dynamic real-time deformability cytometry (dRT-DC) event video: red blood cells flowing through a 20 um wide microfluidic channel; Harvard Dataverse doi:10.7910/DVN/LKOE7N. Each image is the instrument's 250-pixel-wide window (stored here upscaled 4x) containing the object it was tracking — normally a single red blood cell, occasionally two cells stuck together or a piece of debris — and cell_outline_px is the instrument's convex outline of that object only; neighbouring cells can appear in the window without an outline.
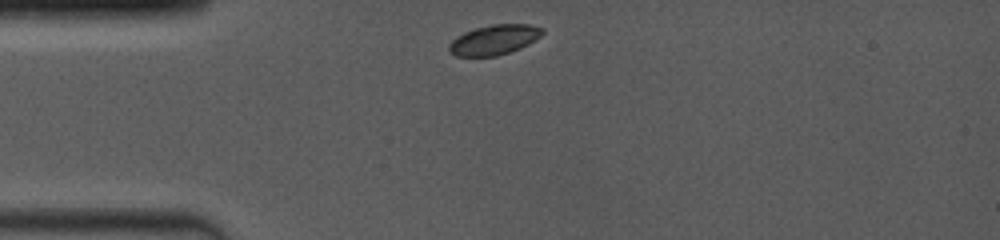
{"species": "common noctule bat (a hibernating species)", "species_latin": "Nyctalus noctula", "temperature_condition": "room temperature", "stored_images_in_passage": 23, "camera_frame_rate_fps": 4000, "um_per_image_px": 0.085, "animal": {"sex": "female", "body_mass_g": 19.0, "forearm_length_mm": 53.3}, "frame": {"image": 1, "passage_image": 1, "time_ms": 0.0, "image_size_px": [1000, 240], "cell_outline_px": [[544, 32], [540, 36], [528, 44], [520, 48], [496, 56], [456, 56], [448, 52], [448, 44], [456, 36], [464, 32], [476, 28], [492, 24], [528, 24], [544, 28]], "centroid_in_image_um": [41.97, 3.38], "position_along_channel_um": 43.0, "area_um2": 16.3}}
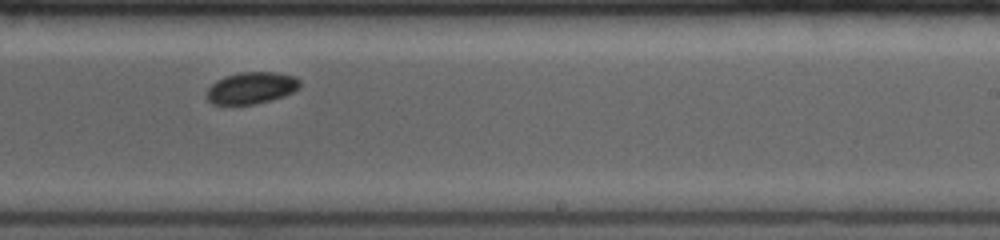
{"frame": {"image": 2, "passage_image": 14, "time_ms": 6.25, "image_size_px": [1000, 240], "cell_outline_px": [[300, 88], [284, 96], [272, 100], [256, 104], [212, 104], [204, 96], [208, 88], [216, 80], [224, 76], [240, 72], [276, 72], [296, 76], [300, 80]], "centroid_in_image_um": [21.37, 7.47], "position_along_channel_um": 267.6, "area_um2": 17.51}}
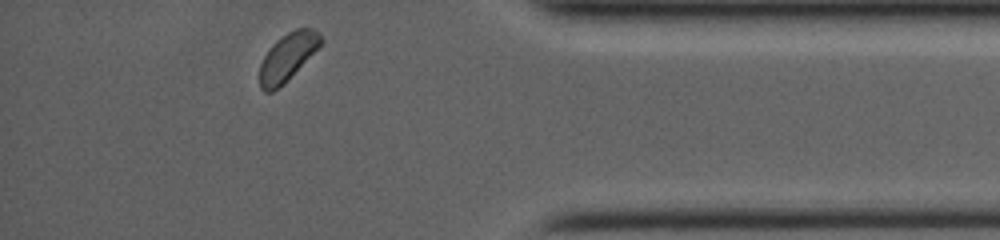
{"frame": {"image": 3, "passage_image": 23, "time_ms": 10.25, "image_size_px": [1000, 240], "cell_outline_px": [[324, 40], [284, 84], [272, 92], [264, 92], [260, 88], [260, 64], [264, 56], [272, 44], [280, 36], [296, 28], [312, 28], [320, 32]], "centroid_in_image_um": [24.43, 4.83], "position_along_channel_um": 410.8, "area_um2": 16.82}, "authors_computed_cell_mechanics": {"area_um2": 17.5134, "velocity_mm_per_s": 3.9553, "shape_relaxation_time_tau1_ms": 0.7105, "shape_relaxation_time_tau2_ms": null, "deformation_change_tau1": 0.0316, "deformation_change_tau2": null}}